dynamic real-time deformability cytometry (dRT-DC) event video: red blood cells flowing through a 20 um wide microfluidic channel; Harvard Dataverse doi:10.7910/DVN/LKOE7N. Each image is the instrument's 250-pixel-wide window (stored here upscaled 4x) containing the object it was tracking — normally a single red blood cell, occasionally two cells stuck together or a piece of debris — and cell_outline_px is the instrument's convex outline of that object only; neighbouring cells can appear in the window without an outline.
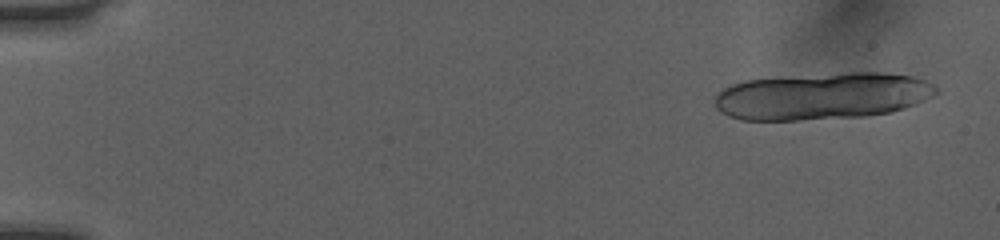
{"species": "human", "species_latin": "Homo sapiens", "temperature_condition": "room temperature", "stored_images_in_passage": 17, "camera_frame_rate_fps": 3000, "um_per_image_px": 0.085, "donor": {"sex": "female"}, "frame": {"image": 1, "passage_image": 2, "time_ms": 0.333, "image_size_px": [1000, 240], "cell_outline_px": [[940, 92], [916, 104], [892, 112], [864, 116], [796, 120], [740, 120], [728, 116], [720, 112], [716, 108], [716, 96], [724, 88], [732, 84], [744, 80], [848, 72], [884, 72], [912, 76], [924, 80], [932, 84]], "centroid_in_image_um": [69.9, 8.17], "position_along_channel_um": 15.1, "area_um2": 60.52}}